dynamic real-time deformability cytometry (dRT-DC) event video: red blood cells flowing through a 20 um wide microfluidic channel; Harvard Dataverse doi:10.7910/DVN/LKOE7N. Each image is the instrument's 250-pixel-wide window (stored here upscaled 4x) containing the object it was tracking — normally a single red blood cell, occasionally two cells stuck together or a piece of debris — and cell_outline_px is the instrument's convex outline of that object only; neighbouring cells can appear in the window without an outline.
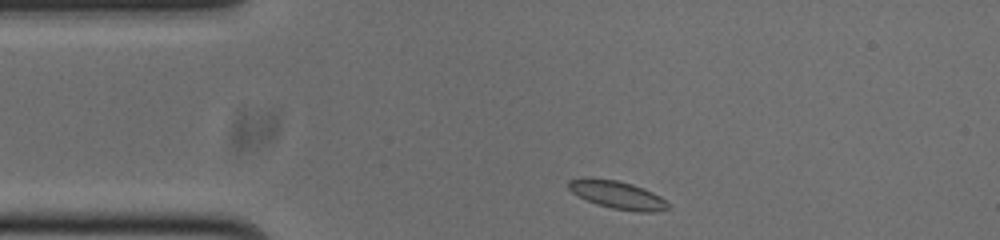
{"species": "common noctule bat (a hibernating species)", "species_latin": "Nyctalus noctula", "temperature_condition": "cold", "stored_images_in_passage": 41, "camera_frame_rate_fps": 3000, "um_per_image_px": 0.085, "animal": {"sex": "male", "body_mass_g": 20.0, "forearm_length_mm": 53.3}, "frame": {"image": 1, "passage_image": 1, "time_ms": 0.0, "image_size_px": [1000, 240], "cell_outline_px": [[672, 208], [660, 212], [640, 212], [612, 208], [596, 204], [572, 192], [568, 188], [568, 180], [588, 176], [616, 180], [632, 184], [644, 188], [660, 196]], "centroid_in_image_um": [52.49, 16.55], "position_along_channel_um": 32.5, "area_um2": 16.36}}
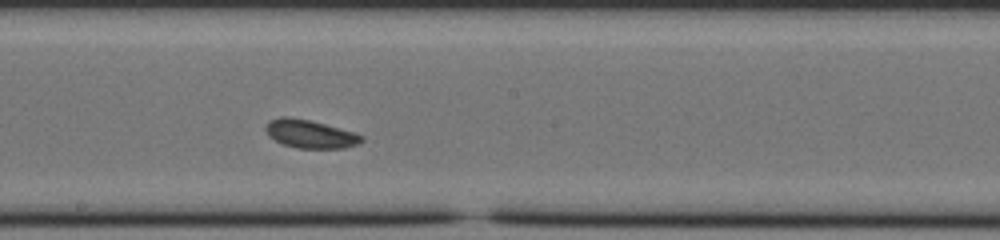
{"frame": {"image": 2, "passage_image": 19, "time_ms": 6.0, "image_size_px": [1000, 240], "cell_outline_px": [[364, 140], [360, 144], [344, 148], [296, 148], [284, 144], [268, 136], [264, 128], [268, 120], [280, 116], [288, 116], [308, 120], [356, 132], [364, 136]], "centroid_in_image_um": [26.37, 11.38], "position_along_channel_um": 221.8, "area_um2": 15.95}}
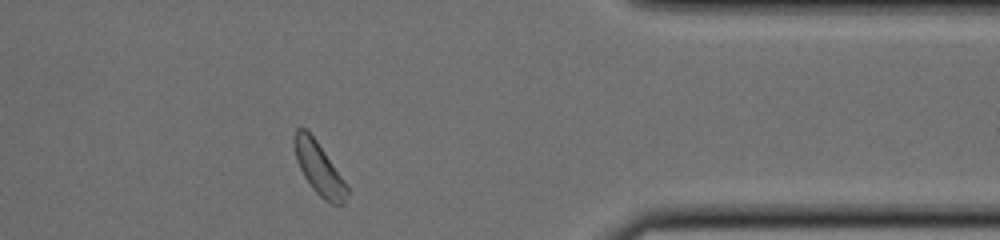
{"frame": {"image": 3, "passage_image": 34, "time_ms": 11.0, "image_size_px": [1000, 240], "cell_outline_px": [[348, 192], [344, 204], [332, 204], [324, 200], [312, 188], [304, 176], [296, 160], [292, 140], [296, 128], [304, 128], [316, 140], [348, 184]], "centroid_in_image_um": [27.11, 14.32], "position_along_channel_um": 384.3, "area_um2": 16.13}, "authors_computed_cell_mechanics": {"area_um2": 15.8372, "velocity_mm_per_s": 3.7105, "shape_relaxation_time_tau1_ms": null, "shape_relaxation_time_tau2_ms": 1.9002, "deformation_change_tau1": null, "deformation_change_tau2": 0.0535}}